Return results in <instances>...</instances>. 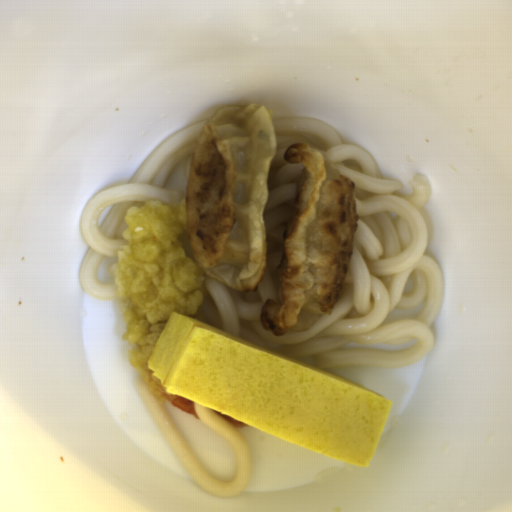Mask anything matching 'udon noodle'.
<instances>
[{
	"instance_id": "udon-noodle-3",
	"label": "udon noodle",
	"mask_w": 512,
	"mask_h": 512,
	"mask_svg": "<svg viewBox=\"0 0 512 512\" xmlns=\"http://www.w3.org/2000/svg\"><path fill=\"white\" fill-rule=\"evenodd\" d=\"M150 415L173 450L199 487L209 495L230 498L245 489L252 475L253 459L247 440L240 429L218 416L214 409L194 401L198 419L220 434L232 447L237 459L236 473L231 481H219L209 476L192 448L175 424L165 402L159 401L143 379L133 381Z\"/></svg>"
},
{
	"instance_id": "udon-noodle-1",
	"label": "udon noodle",
	"mask_w": 512,
	"mask_h": 512,
	"mask_svg": "<svg viewBox=\"0 0 512 512\" xmlns=\"http://www.w3.org/2000/svg\"><path fill=\"white\" fill-rule=\"evenodd\" d=\"M276 150L270 163L268 200L262 213L266 268L256 291L239 292L205 277L204 324L313 366L399 368L427 356L432 325L443 301L437 261L425 254L426 222L420 212L431 186L425 174L409 181L412 194L396 195L404 184L384 178L372 156L343 144L335 130L308 118H272ZM304 142L324 153L355 183L358 226L345 293L332 312L307 331L274 336L260 320L266 299H278L276 268L283 232L291 218L302 164H289L288 145Z\"/></svg>"
},
{
	"instance_id": "udon-noodle-2",
	"label": "udon noodle",
	"mask_w": 512,
	"mask_h": 512,
	"mask_svg": "<svg viewBox=\"0 0 512 512\" xmlns=\"http://www.w3.org/2000/svg\"><path fill=\"white\" fill-rule=\"evenodd\" d=\"M209 119L171 134L146 157L129 182L110 186L86 203L79 230L88 249L78 279L88 296L103 302L119 299L116 283L99 282L98 266L105 257H118V250L126 244L123 234L128 227L125 218L130 207L141 208L150 200L176 205L187 197L196 138Z\"/></svg>"
}]
</instances>
